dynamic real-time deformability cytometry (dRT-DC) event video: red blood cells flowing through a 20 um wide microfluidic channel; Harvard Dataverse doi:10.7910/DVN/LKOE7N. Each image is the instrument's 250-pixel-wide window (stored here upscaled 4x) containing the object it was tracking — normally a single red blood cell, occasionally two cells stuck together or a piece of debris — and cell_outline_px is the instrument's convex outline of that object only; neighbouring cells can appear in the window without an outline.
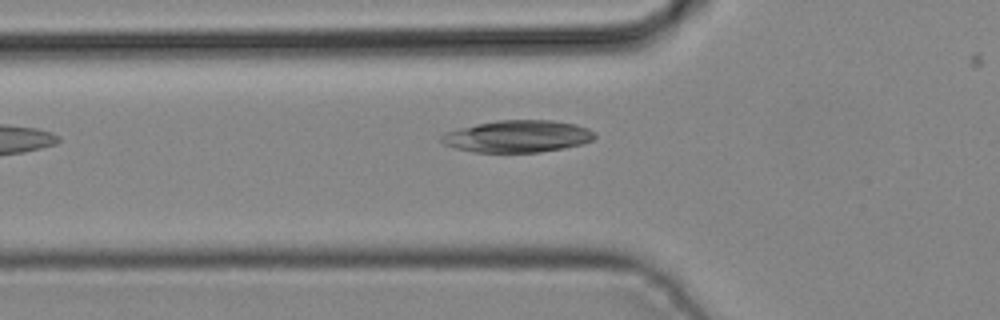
{"species": "common noctule bat (a hibernating species)", "species_latin": "Nyctalus noctula", "temperature_condition": "cold", "stored_images_in_passage": 5, "camera_frame_rate_fps": 3000, "um_per_image_px": 0.085, "animal": {"sex": "male", "body_mass_g": 19.2, "forearm_length_mm": 51.8}, "frame": {"image": 1, "passage_image": 4, "time_ms": 1.0, "image_size_px": [1000, 320], "cell_outline_px": [[596, 136], [592, 140], [580, 144], [540, 152], [472, 152], [456, 148], [444, 144], [440, 140], [440, 136], [448, 132], [476, 124], [496, 120], [552, 120], [576, 124], [588, 128], [596, 132]], "centroid_in_image_um": [44.02, 11.58], "position_along_channel_um": 81.8, "area_um2": 28.44}}